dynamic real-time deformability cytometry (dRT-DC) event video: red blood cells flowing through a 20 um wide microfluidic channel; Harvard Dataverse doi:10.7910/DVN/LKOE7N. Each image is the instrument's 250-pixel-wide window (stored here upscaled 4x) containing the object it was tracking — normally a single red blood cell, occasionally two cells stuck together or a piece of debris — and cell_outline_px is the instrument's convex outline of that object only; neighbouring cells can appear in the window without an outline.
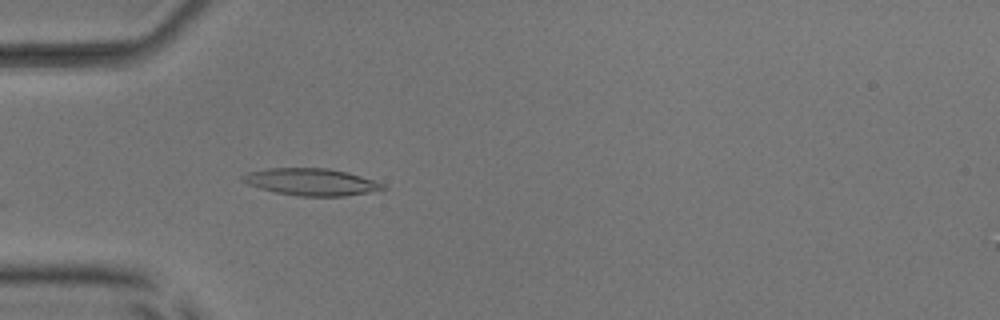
{"species": "common noctule bat (a hibernating species)", "species_latin": "Nyctalus noctula", "temperature_condition": "room temperature", "stored_images_in_passage": 52, "camera_frame_rate_fps": 3000, "um_per_image_px": 0.085, "animal": {"sex": "male", "body_mass_g": 17.9, "forearm_length_mm": 54.2}, "frame": {"image": 1, "passage_image": 16, "time_ms": 5.0, "image_size_px": [1000, 320], "cell_outline_px": [[388, 188], [368, 192], [344, 196], [300, 196], [276, 192], [260, 188], [248, 184], [240, 180], [240, 176], [248, 172], [268, 168], [328, 168], [348, 172], [384, 184]], "centroid_in_image_um": [26.42, 15.46], "position_along_channel_um": 58.6, "area_um2": 21.96}}
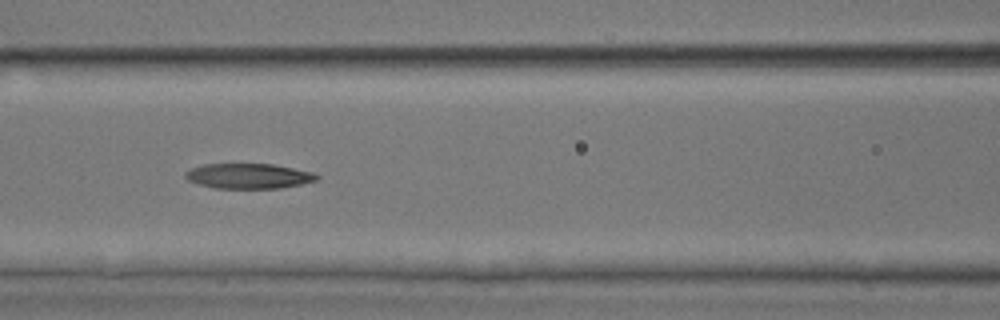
{"frame": {"image": 2, "passage_image": 23, "time_ms": 7.333, "image_size_px": [1000, 320], "cell_outline_px": [[320, 176], [316, 180], [300, 184], [280, 188], [212, 188], [188, 180], [184, 176], [184, 172], [192, 168], [204, 164], [272, 164], [312, 172]], "centroid_in_image_um": [21.1, 14.96], "position_along_channel_um": 145.5, "area_um2": 19.07}}
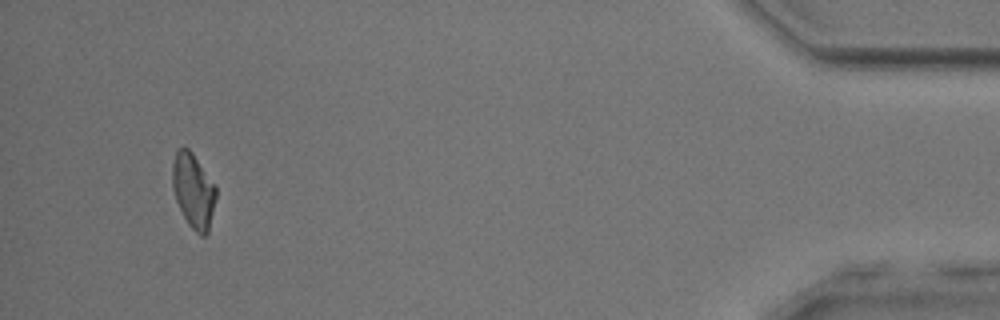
{"frame": {"image": 3, "passage_image": 49, "time_ms": 16.0, "image_size_px": [1000, 320], "cell_outline_px": [[216, 196], [208, 232], [204, 236], [200, 236], [188, 224], [176, 200], [172, 188], [172, 164], [176, 148], [184, 144], [192, 152], [216, 188]], "centroid_in_image_um": [16.4, 16.17], "position_along_channel_um": 418.8, "area_um2": 18.9}, "authors_computed_cell_mechanics": {"area_um2": 19.9121, "velocity_mm_per_s": 3.9736, "shape_relaxation_time_tau1_ms": 4.8321, "shape_relaxation_time_tau2_ms": 5.3936, "deformation_change_tau1": 0.1506, "deformation_change_tau2": 0.1308}}